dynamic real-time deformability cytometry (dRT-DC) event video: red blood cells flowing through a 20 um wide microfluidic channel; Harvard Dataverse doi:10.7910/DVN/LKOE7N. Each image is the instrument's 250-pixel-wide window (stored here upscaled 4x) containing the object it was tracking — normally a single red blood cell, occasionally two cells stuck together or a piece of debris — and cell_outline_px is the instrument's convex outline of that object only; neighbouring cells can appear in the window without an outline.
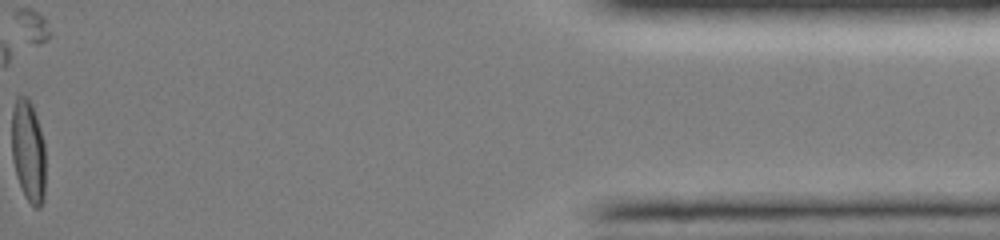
{"species": "common noctule bat (a hibernating species)", "species_latin": "Nyctalus noctula", "temperature_condition": "room temperature", "stored_images_in_passage": 37, "camera_frame_rate_fps": 3000, "um_per_image_px": 0.085, "animal": {"sex": "female", "body_mass_g": 19.0, "forearm_length_mm": 51.5}, "frame": {"image": 1, "passage_image": 37, "time_ms": 12.0, "image_size_px": [1000, 240], "cell_outline_px": [[44, 200], [40, 208], [36, 208], [28, 200], [16, 176], [12, 160], [12, 112], [16, 96], [28, 96], [32, 104], [40, 128], [44, 144]], "centroid_in_image_um": [2.39, 12.81], "position_along_channel_um": 432.8, "area_um2": 20.0}}